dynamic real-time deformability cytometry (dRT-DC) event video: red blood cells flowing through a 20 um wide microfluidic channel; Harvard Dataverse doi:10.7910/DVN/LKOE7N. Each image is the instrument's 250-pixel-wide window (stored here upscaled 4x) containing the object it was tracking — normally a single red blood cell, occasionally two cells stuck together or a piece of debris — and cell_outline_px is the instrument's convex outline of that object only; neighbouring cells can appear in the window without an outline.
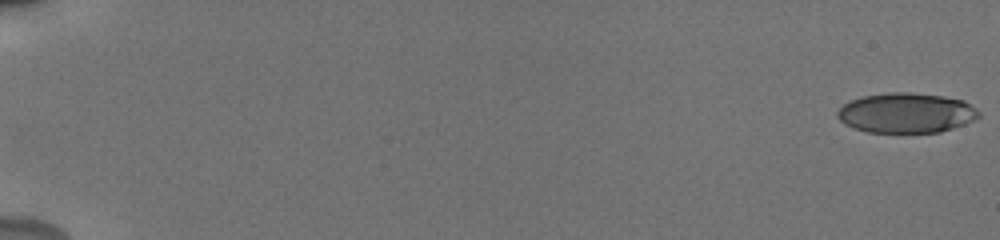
{"species": "human", "species_latin": "Homo sapiens", "temperature_condition": "cold", "stored_images_in_passage": 56, "camera_frame_rate_fps": 3000, "um_per_image_px": 0.085, "donor": {"sex": "male"}, "frame": {"image": 1, "passage_image": 1, "time_ms": 0.0, "image_size_px": [1000, 240], "cell_outline_px": [[980, 116], [964, 124], [940, 132], [868, 132], [844, 124], [836, 116], [836, 112], [844, 104], [852, 100], [864, 96], [892, 92], [908, 92], [944, 96], [964, 100], [976, 108], [980, 112]], "centroid_in_image_um": [77.04, 9.59], "position_along_channel_um": 8.0, "area_um2": 32.77}}
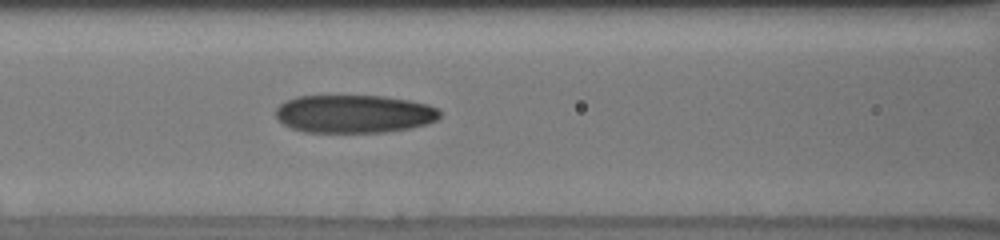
{"frame": {"image": 2, "passage_image": 27, "time_ms": 8.667, "image_size_px": [1000, 240], "cell_outline_px": [[440, 116], [436, 120], [428, 124], [412, 128], [384, 132], [304, 132], [292, 128], [284, 124], [276, 116], [276, 108], [280, 104], [296, 96], [384, 96], [408, 100], [428, 104], [436, 108], [440, 112]], "centroid_in_image_um": [30.12, 9.68], "position_along_channel_um": 136.5, "area_um2": 36.41}}
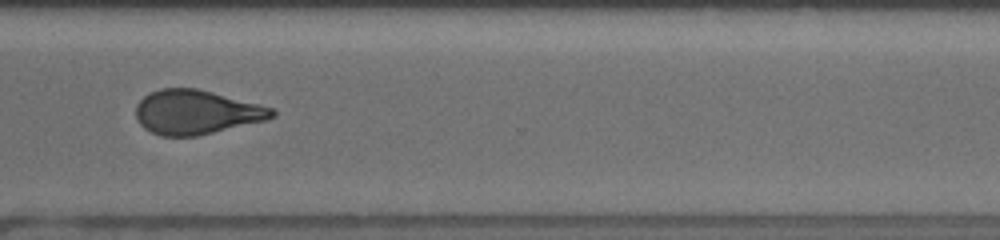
{"frame": {"image": 3, "passage_image": 44, "time_ms": 14.333, "image_size_px": [1000, 240], "cell_outline_px": [[276, 116], [264, 120], [196, 136], [160, 136], [144, 128], [140, 124], [136, 116], [136, 104], [144, 96], [160, 88], [196, 88], [276, 108]], "centroid_in_image_um": [16.68, 9.53], "position_along_channel_um": 353.9, "area_um2": 34.91}, "authors_computed_cell_mechanics": {"area_um2": 35.4025, "velocity_mm_per_s": 3.8394, "shape_relaxation_time_tau1_ms": 7.2982, "shape_relaxation_time_tau2_ms": 2.6572, "deformation_change_tau1": 0.1974, "deformation_change_tau2": 0.112}}